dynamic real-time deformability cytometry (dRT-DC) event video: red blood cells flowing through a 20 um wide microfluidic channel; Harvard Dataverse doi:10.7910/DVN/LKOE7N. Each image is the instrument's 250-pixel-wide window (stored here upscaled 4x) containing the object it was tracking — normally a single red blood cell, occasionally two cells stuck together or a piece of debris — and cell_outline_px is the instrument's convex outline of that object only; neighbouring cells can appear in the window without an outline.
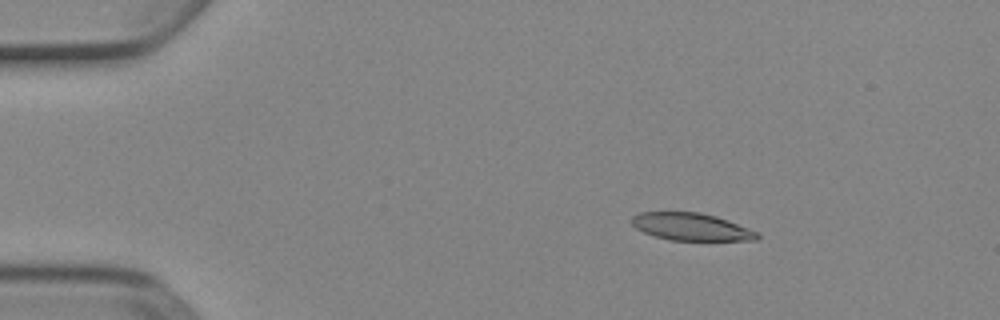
{"species": "Egyptian fruit bat (a non-hibernating species)", "species_latin": "Rousettus aegyptiacus", "temperature_condition": "cold", "stored_images_in_passage": 4, "camera_frame_rate_fps": 3000, "um_per_image_px": 0.085, "animal": {"sex": "female"}, "frame": {"image": 1, "passage_image": 2, "time_ms": 0.333, "image_size_px": [1000, 320], "cell_outline_px": [[760, 236], [756, 240], [668, 240], [644, 232], [636, 228], [632, 224], [632, 216], [640, 212], [700, 212], [716, 216], [728, 220], [748, 228], [756, 232]], "centroid_in_image_um": [58.74, 19.27], "position_along_channel_um": 26.3, "area_um2": 19.88}}